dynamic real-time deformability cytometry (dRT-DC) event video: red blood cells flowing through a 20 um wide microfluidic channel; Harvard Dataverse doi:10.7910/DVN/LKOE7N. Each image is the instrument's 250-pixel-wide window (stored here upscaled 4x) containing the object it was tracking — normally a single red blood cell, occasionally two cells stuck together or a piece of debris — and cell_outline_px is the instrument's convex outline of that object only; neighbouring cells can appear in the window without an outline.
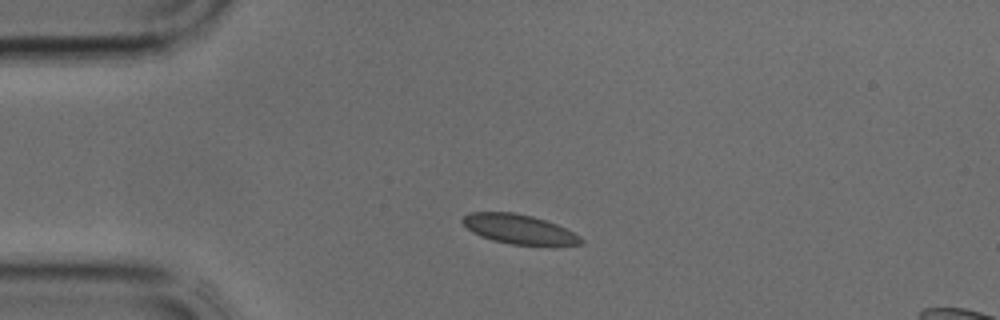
{"species": "common noctule bat (a hibernating species)", "species_latin": "Nyctalus noctula", "temperature_condition": "cold", "stored_images_in_passage": 30, "camera_frame_rate_fps": 3000, "um_per_image_px": 0.085, "animal": {"sex": "male", "body_mass_g": 17.9, "forearm_length_mm": 54.2}, "frame": {"image": 1, "passage_image": 1, "time_ms": 0.0, "image_size_px": [1000, 320], "cell_outline_px": [[584, 244], [512, 244], [492, 240], [480, 236], [472, 232], [460, 220], [468, 212], [512, 212], [532, 216], [556, 224], [580, 236], [584, 240]], "centroid_in_image_um": [44.06, 19.46], "position_along_channel_um": 40.9, "area_um2": 19.94}}
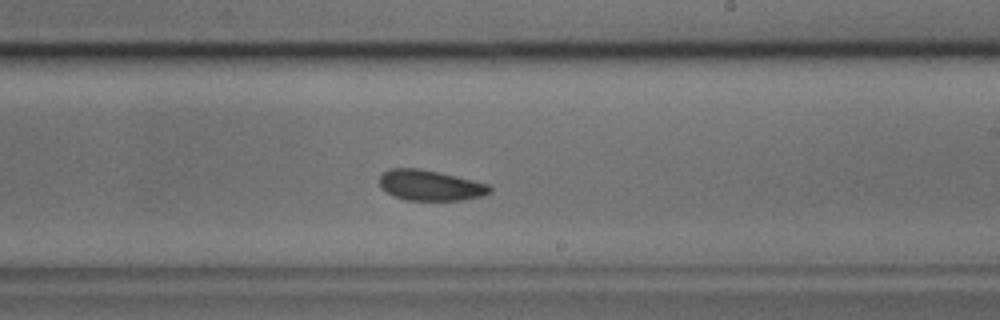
{"frame": {"image": 2, "passage_image": 15, "time_ms": 4.667, "image_size_px": [1000, 320], "cell_outline_px": [[492, 192], [484, 196], [464, 200], [404, 200], [392, 196], [380, 184], [380, 176], [384, 172], [392, 168], [420, 168], [456, 176], [488, 184], [492, 188]], "centroid_in_image_um": [36.6, 15.76], "position_along_channel_um": 252.4, "area_um2": 19.59}}
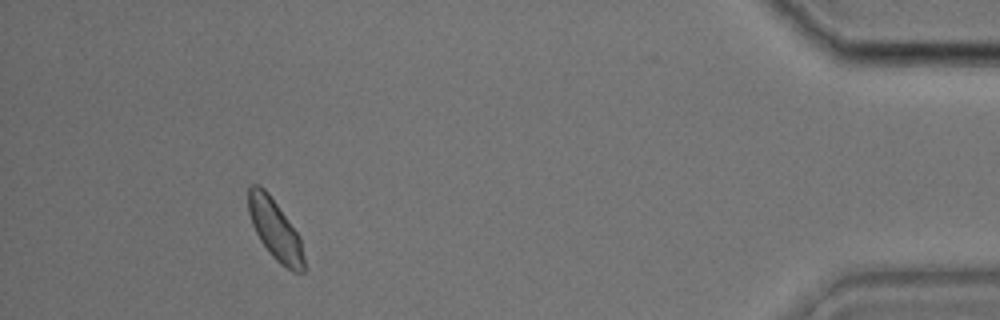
{"frame": {"image": 3, "passage_image": 28, "time_ms": 9.0, "image_size_px": [1000, 320], "cell_outline_px": [[304, 272], [292, 272], [280, 264], [272, 256], [260, 240], [252, 224], [248, 212], [248, 188], [252, 184], [260, 184], [268, 192], [300, 236], [304, 256]], "centroid_in_image_um": [23.38, 19.51], "position_along_channel_um": 411.8, "area_um2": 19.59}}